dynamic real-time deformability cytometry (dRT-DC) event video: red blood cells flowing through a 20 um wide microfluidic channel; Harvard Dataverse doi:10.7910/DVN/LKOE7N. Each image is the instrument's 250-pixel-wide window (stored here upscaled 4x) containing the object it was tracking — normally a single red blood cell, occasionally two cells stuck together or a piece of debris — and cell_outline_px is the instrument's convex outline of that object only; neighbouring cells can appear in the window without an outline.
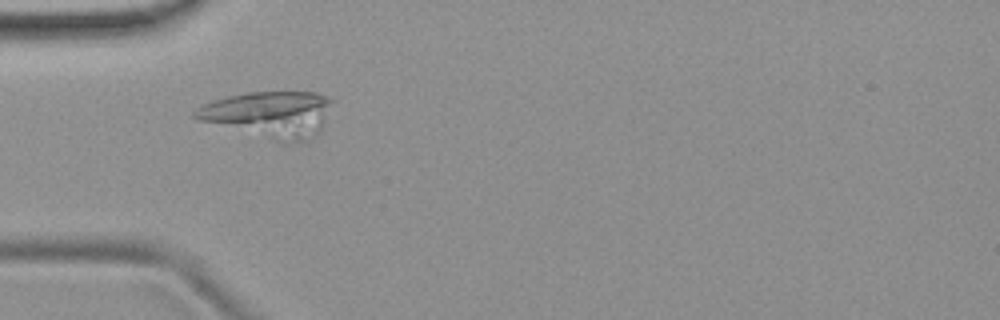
{"species": "common noctule bat (a hibernating species)", "species_latin": "Nyctalus noctula", "temperature_condition": "room temperature", "stored_images_in_passage": 8, "camera_frame_rate_fps": 3000, "um_per_image_px": 0.085, "animal": {"sex": "female", "body_mass_g": 19.9}, "frame": {"image": 1, "passage_image": 4, "time_ms": 3.333, "image_size_px": [1000, 320], "cell_outline_px": [[332, 100], [320, 132], [316, 136], [308, 140], [296, 140], [200, 120], [192, 116], [192, 112], [196, 108], [212, 100], [228, 96], [248, 92], [316, 92], [328, 96]], "centroid_in_image_um": [22.94, 9.61], "position_along_channel_um": 62.1, "area_um2": 34.74}}
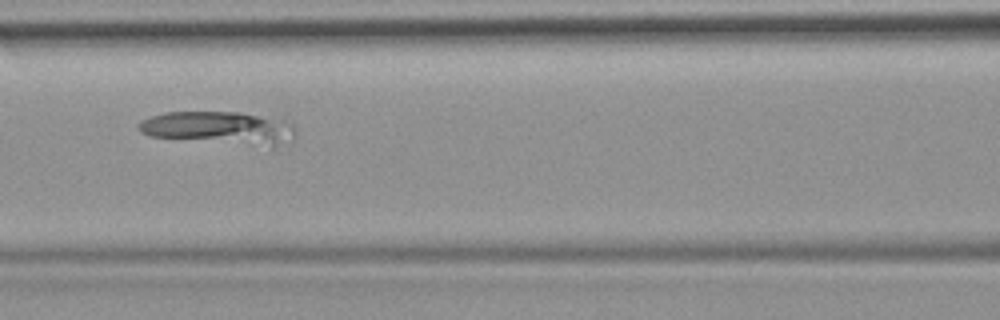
{"frame": {"image": 2, "passage_image": 6, "time_ms": 5.667, "image_size_px": [1000, 320], "cell_outline_px": [[296, 136], [292, 140], [272, 148], [152, 136], [140, 132], [136, 128], [136, 124], [140, 120], [164, 112], [240, 112], [280, 120], [292, 124], [296, 128]], "centroid_in_image_um": [18.66, 10.89], "position_along_channel_um": 147.9, "area_um2": 30.4}}
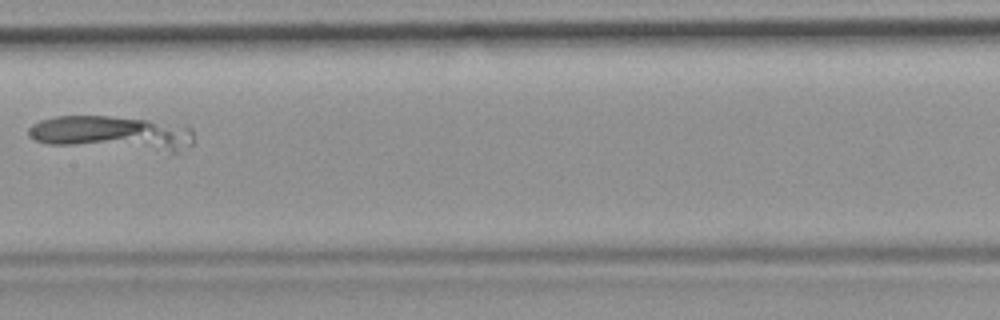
{"frame": {"image": 3, "passage_image": 7, "time_ms": 7.0, "image_size_px": [1000, 320], "cell_outline_px": [[192, 148], [180, 156], [48, 144], [36, 140], [28, 132], [28, 128], [32, 124], [40, 120], [56, 116], [108, 116], [148, 120], [192, 128]], "centroid_in_image_um": [9.68, 11.42], "position_along_channel_um": 197.7, "area_um2": 34.97}}